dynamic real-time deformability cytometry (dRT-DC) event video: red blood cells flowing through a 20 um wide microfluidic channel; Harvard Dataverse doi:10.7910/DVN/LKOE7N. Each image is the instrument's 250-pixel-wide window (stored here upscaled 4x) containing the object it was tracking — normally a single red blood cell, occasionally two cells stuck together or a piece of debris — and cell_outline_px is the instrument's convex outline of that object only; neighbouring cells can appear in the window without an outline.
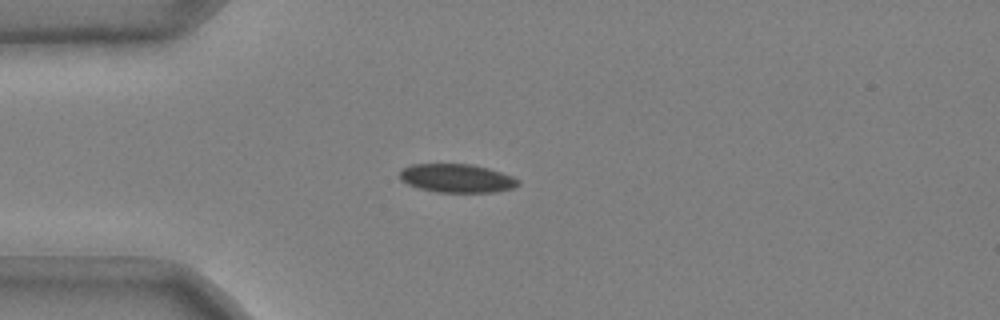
{"species": "common noctule bat (a hibernating species)", "species_latin": "Nyctalus noctula", "temperature_condition": "cold", "stored_images_in_passage": 39, "camera_frame_rate_fps": 3000, "um_per_image_px": 0.085, "animal": {"sex": "male", "body_mass_g": 20.4}, "frame": {"image": 1, "passage_image": 1, "time_ms": 0.0, "image_size_px": [1000, 320], "cell_outline_px": [[520, 184], [512, 188], [496, 192], [436, 192], [420, 188], [408, 184], [400, 180], [400, 172], [404, 168], [412, 164], [472, 164], [488, 168], [512, 176], [520, 180]], "centroid_in_image_um": [38.85, 15.15], "position_along_channel_um": 46.2, "area_um2": 19.65}}
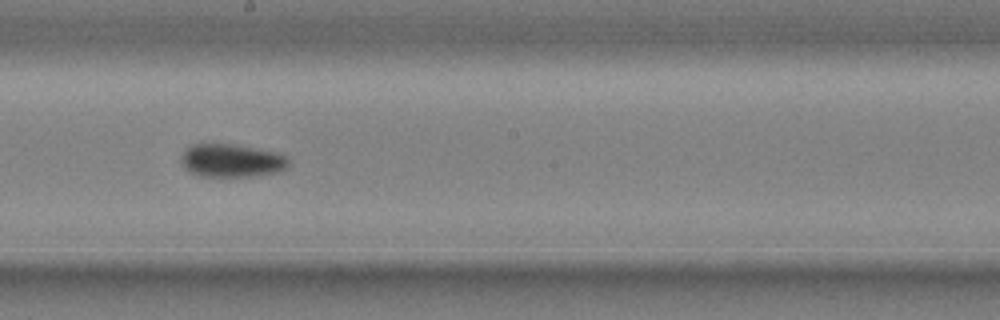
{"frame": {"image": 2, "passage_image": 17, "time_ms": 5.333, "image_size_px": [1000, 320], "cell_outline_px": [[288, 168], [280, 172], [252, 176], [200, 176], [188, 172], [184, 168], [180, 160], [180, 156], [192, 144], [232, 144], [276, 152], [288, 156]], "centroid_in_image_um": [19.69, 13.66], "position_along_channel_um": 228.5, "area_um2": 20.87}}
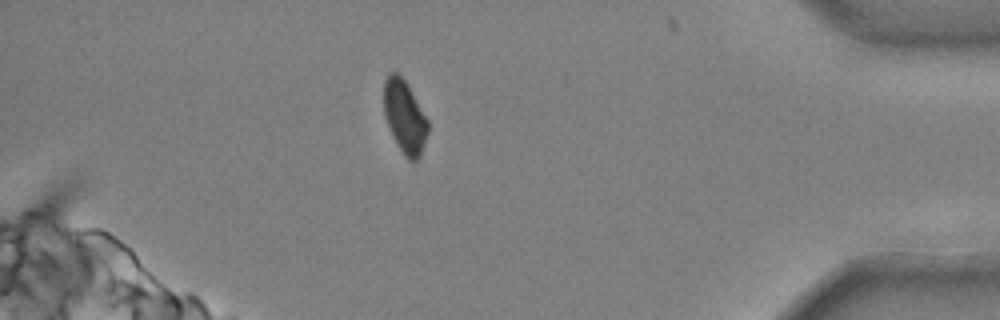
{"frame": {"image": 3, "passage_image": 34, "time_ms": 11.0, "image_size_px": [1000, 320], "cell_outline_px": [[428, 132], [420, 156], [416, 160], [408, 160], [404, 156], [396, 144], [384, 116], [384, 80], [392, 72], [396, 72], [404, 80], [428, 120]], "centroid_in_image_um": [34.38, 9.96], "position_along_channel_um": 400.8, "area_um2": 18.44}, "authors_computed_cell_mechanics": {"area_um2": 20.4034, "velocity_mm_per_s": 3.6993, "shape_relaxation_time_tau1_ms": 8.917, "shape_relaxation_time_tau2_ms": null, "deformation_change_tau1": 0.1639, "deformation_change_tau2": null}}